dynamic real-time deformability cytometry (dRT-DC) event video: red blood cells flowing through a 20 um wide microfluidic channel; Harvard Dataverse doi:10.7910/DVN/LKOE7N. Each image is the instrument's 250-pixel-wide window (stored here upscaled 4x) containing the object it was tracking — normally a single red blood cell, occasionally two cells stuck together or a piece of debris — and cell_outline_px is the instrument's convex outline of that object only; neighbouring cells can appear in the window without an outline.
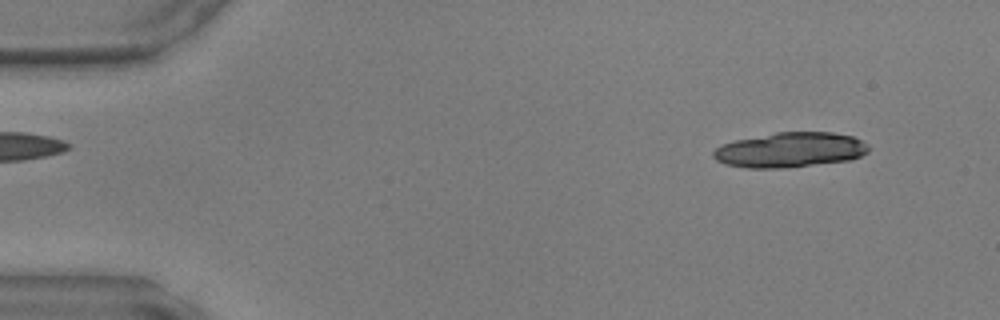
{"species": "common noctule bat (a hibernating species)", "species_latin": "Nyctalus noctula", "temperature_condition": "warm", "stored_images_in_passage": 13, "camera_frame_rate_fps": 3000, "um_per_image_px": 0.085, "animal": {"sex": "male", "body_mass_g": 17.9, "forearm_length_mm": 54.2}, "frame": {"image": 1, "passage_image": 4, "time_ms": 1.0, "image_size_px": [1000, 320], "cell_outline_px": [[868, 152], [852, 160], [776, 168], [748, 168], [724, 164], [716, 160], [712, 156], [712, 152], [720, 144], [736, 140], [776, 132], [832, 132], [852, 136], [868, 144]], "centroid_in_image_um": [67.13, 12.74], "position_along_channel_um": 17.9, "area_um2": 31.56}}